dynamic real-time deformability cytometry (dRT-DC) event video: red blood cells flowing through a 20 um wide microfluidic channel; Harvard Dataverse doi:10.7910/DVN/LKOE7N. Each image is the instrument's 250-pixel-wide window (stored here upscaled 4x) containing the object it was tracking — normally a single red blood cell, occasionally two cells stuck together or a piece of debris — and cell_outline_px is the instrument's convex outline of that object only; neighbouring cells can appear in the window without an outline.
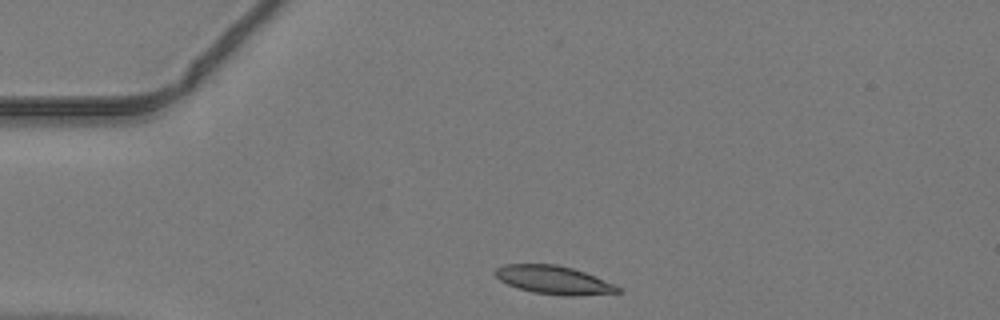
{"species": "common noctule bat (a hibernating species)", "species_latin": "Nyctalus noctula", "temperature_condition": "warm", "stored_images_in_passage": 38, "camera_frame_rate_fps": 3000, "um_per_image_px": 0.085, "animal": {"sex": "male", "body_mass_g": 19.2, "forearm_length_mm": 51.8}, "frame": {"image": 1, "passage_image": 1, "time_ms": 0.0, "image_size_px": [1000, 320], "cell_outline_px": [[624, 292], [572, 296], [564, 296], [532, 292], [508, 284], [500, 280], [496, 276], [496, 268], [504, 264], [556, 264], [572, 268], [584, 272], [612, 284], [620, 288]], "centroid_in_image_um": [47.06, 23.8], "position_along_channel_um": 37.9, "area_um2": 19.94}}
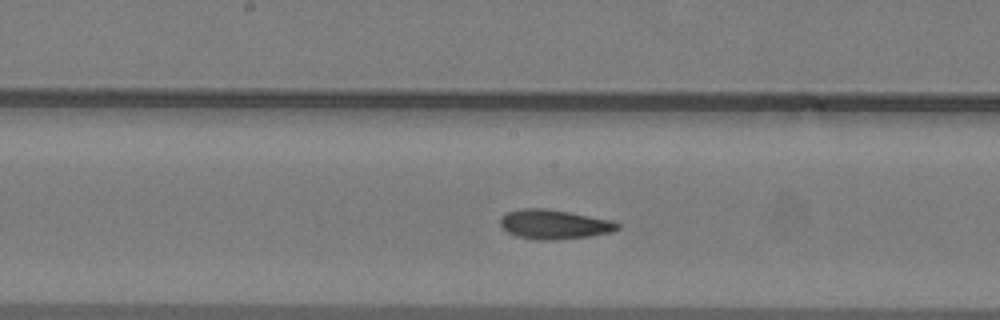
{"frame": {"image": 2, "passage_image": 15, "time_ms": 4.667, "image_size_px": [1000, 320], "cell_outline_px": [[620, 228], [612, 232], [588, 236], [556, 240], [536, 240], [516, 236], [508, 232], [500, 224], [500, 220], [508, 212], [520, 208], [544, 208], [568, 212], [612, 220], [620, 224]], "centroid_in_image_um": [47.12, 19.07], "position_along_channel_um": 201.1, "area_um2": 20.0}}
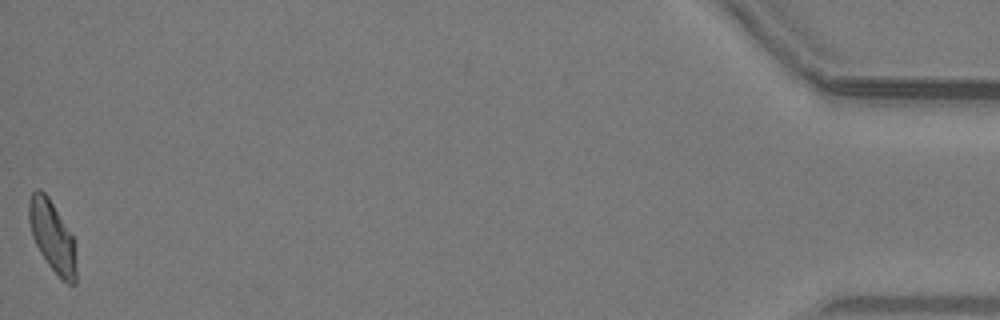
{"frame": {"image": 3, "passage_image": 38, "time_ms": 12.333, "image_size_px": [1000, 320], "cell_outline_px": [[76, 284], [68, 284], [48, 264], [40, 252], [32, 236], [28, 220], [28, 200], [32, 192], [36, 188], [40, 188], [48, 196], [72, 236], [76, 260]], "centroid_in_image_um": [4.41, 20.06], "position_along_channel_um": 430.8, "area_um2": 19.31}}